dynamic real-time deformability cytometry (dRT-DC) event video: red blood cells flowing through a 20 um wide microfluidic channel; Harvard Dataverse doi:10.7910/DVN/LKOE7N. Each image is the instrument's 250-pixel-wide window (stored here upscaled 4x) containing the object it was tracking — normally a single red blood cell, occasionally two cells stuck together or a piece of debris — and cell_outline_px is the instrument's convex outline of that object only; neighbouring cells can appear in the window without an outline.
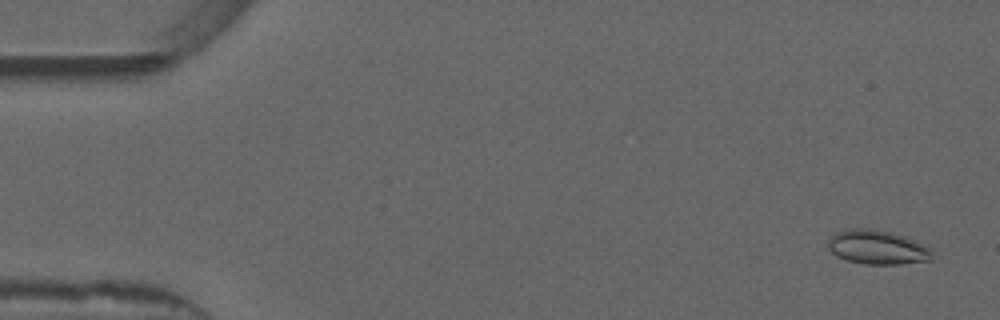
{"species": "common noctule bat (a hibernating species)", "species_latin": "Nyctalus noctula", "temperature_condition": "warm", "stored_images_in_passage": 55, "camera_frame_rate_fps": 3000, "um_per_image_px": 0.085, "animal": {"sex": "male", "forearm_length_mm": 52.5}, "frame": {"image": 1, "passage_image": 3, "time_ms": 0.667, "image_size_px": [1000, 320], "cell_outline_px": [[932, 260], [900, 264], [864, 264], [848, 260], [836, 256], [828, 248], [828, 240], [836, 232], [848, 228], [872, 228], [892, 232], [904, 236], [932, 248]], "centroid_in_image_um": [74.58, 21.01], "position_along_channel_um": 10.4, "area_um2": 20.87}}
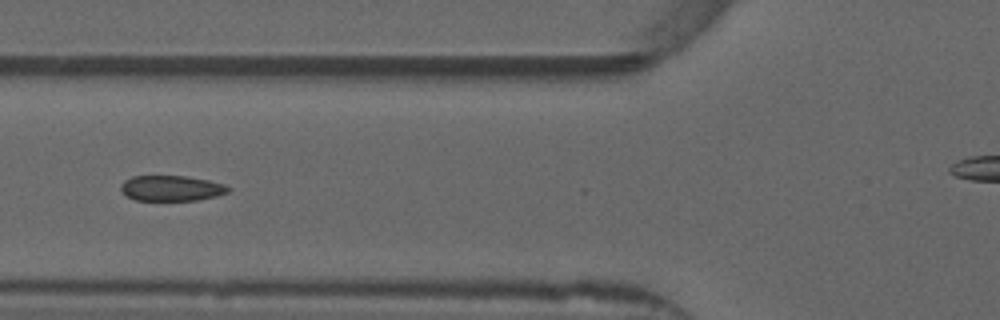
{"frame": {"image": 2, "passage_image": 21, "time_ms": 6.667, "image_size_px": [1000, 320], "cell_outline_px": [[232, 188], [228, 192], [216, 196], [196, 200], [136, 200], [128, 196], [120, 188], [120, 184], [124, 180], [132, 176], [184, 176], [208, 180], [224, 184]], "centroid_in_image_um": [14.57, 15.99], "position_along_channel_um": 111.2, "area_um2": 15.84}}
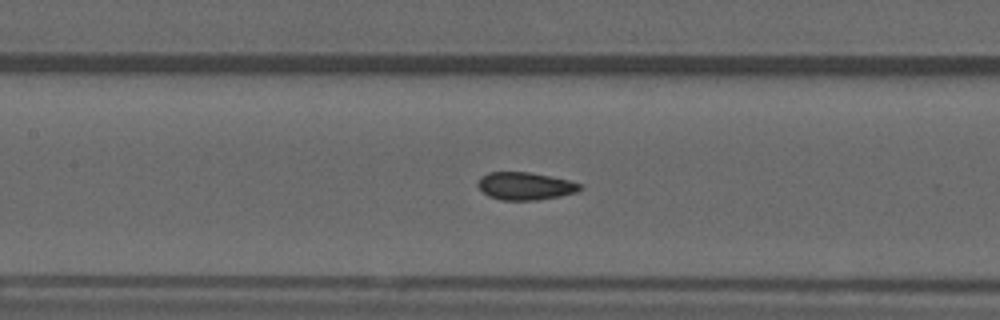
{"frame": {"image": 3, "passage_image": 25, "time_ms": 8.0, "image_size_px": [1000, 320], "cell_outline_px": [[584, 188], [576, 192], [560, 196], [536, 200], [500, 200], [488, 196], [476, 184], [480, 176], [488, 172], [528, 172], [568, 180], [584, 184]], "centroid_in_image_um": [44.64, 15.81], "position_along_channel_um": 162.8, "area_um2": 16.53}, "authors_computed_cell_mechanics": {"area_um2": 16.6464, "velocity_mm_per_s": 3.8544, "shape_relaxation_time_tau1_ms": null, "shape_relaxation_time_tau2_ms": 1.1229, "deformation_change_tau1": null, "deformation_change_tau2": 0.0547}}